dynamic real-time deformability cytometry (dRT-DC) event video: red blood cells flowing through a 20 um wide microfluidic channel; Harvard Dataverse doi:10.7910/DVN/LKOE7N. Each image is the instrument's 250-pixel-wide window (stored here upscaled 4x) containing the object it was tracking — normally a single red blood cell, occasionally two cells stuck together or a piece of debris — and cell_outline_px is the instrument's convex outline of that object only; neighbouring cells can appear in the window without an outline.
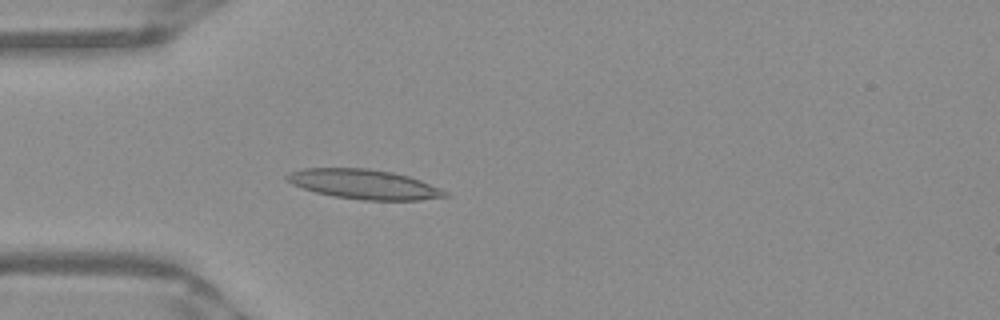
{"species": "Egyptian fruit bat (a non-hibernating species)", "species_latin": "Rousettus aegyptiacus", "temperature_condition": "warm", "stored_images_in_passage": 52, "camera_frame_rate_fps": 3000, "um_per_image_px": 0.085, "frame": {"image": 1, "passage_image": 15, "time_ms": 4.667, "image_size_px": [1000, 320], "cell_outline_px": [[452, 196], [420, 200], [364, 200], [332, 196], [316, 192], [292, 184], [284, 180], [284, 176], [292, 172], [304, 168], [368, 168], [392, 172], [408, 176], [420, 180], [440, 188], [448, 192]], "centroid_in_image_um": [30.96, 15.66], "position_along_channel_um": 54.0, "area_um2": 27.34}}
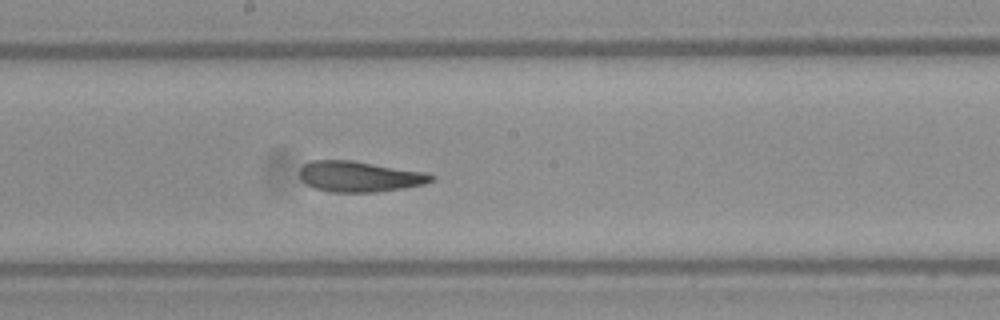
{"frame": {"image": 2, "passage_image": 28, "time_ms": 9.0, "image_size_px": [1000, 320], "cell_outline_px": [[436, 176], [432, 180], [424, 184], [404, 188], [376, 192], [332, 192], [316, 188], [300, 180], [300, 168], [304, 164], [312, 160], [352, 160], [424, 172]], "centroid_in_image_um": [30.54, 15.0], "position_along_channel_um": 217.7, "area_um2": 23.41}}
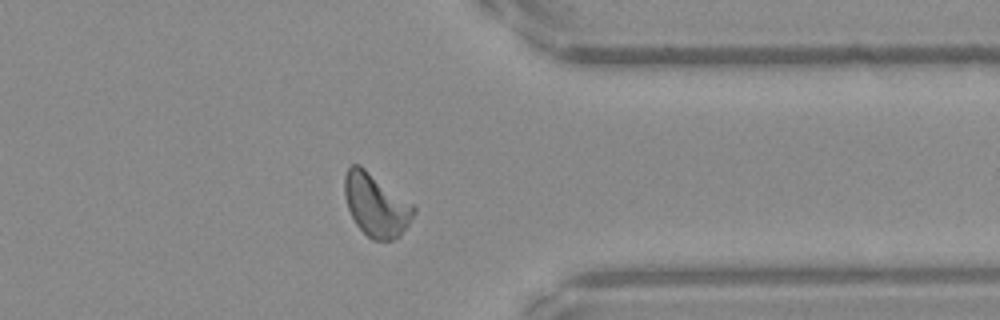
{"frame": {"image": 3, "passage_image": 41, "time_ms": 13.333, "image_size_px": [1000, 320], "cell_outline_px": [[416, 212], [400, 236], [392, 240], [372, 240], [356, 224], [348, 208], [344, 196], [344, 176], [348, 168], [352, 164], [360, 164], [412, 204], [416, 208]], "centroid_in_image_um": [31.94, 17.42], "position_along_channel_um": 379.5, "area_um2": 25.14}, "authors_computed_cell_mechanics": {"area_um2": 24.3338, "velocity_mm_per_s": 3.9236, "shape_relaxation_time_tau1_ms": null, "shape_relaxation_time_tau2_ms": 2.9029, "deformation_change_tau1": null, "deformation_change_tau2": 0.1065}}